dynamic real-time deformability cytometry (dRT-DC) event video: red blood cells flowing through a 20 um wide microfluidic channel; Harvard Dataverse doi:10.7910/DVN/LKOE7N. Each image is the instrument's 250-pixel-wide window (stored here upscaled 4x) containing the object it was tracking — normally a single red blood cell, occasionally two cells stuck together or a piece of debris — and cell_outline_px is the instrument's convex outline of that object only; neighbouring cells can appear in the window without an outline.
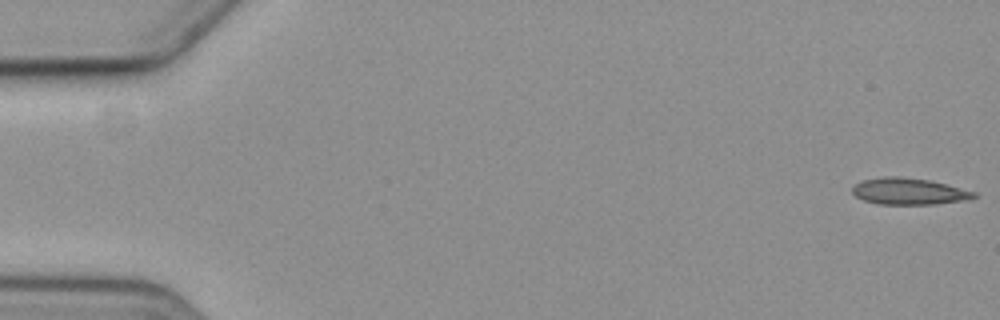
{"species": "common noctule bat (a hibernating species)", "species_latin": "Nyctalus noctula", "temperature_condition": "cold", "stored_images_in_passage": 3, "camera_frame_rate_fps": 3000, "um_per_image_px": 0.085, "animal": {"sex": "female", "body_mass_g": 19.3, "forearm_length_mm": 54.1}, "frame": {"image": 1, "passage_image": 1, "time_ms": 0.0, "image_size_px": [1000, 320], "cell_outline_px": [[976, 196], [964, 200], [936, 204], [880, 204], [864, 200], [856, 196], [852, 192], [852, 188], [856, 184], [864, 180], [884, 176], [900, 176], [928, 180], [976, 192]], "centroid_in_image_um": [77.23, 16.26], "position_along_channel_um": 7.8, "area_um2": 18.5}}